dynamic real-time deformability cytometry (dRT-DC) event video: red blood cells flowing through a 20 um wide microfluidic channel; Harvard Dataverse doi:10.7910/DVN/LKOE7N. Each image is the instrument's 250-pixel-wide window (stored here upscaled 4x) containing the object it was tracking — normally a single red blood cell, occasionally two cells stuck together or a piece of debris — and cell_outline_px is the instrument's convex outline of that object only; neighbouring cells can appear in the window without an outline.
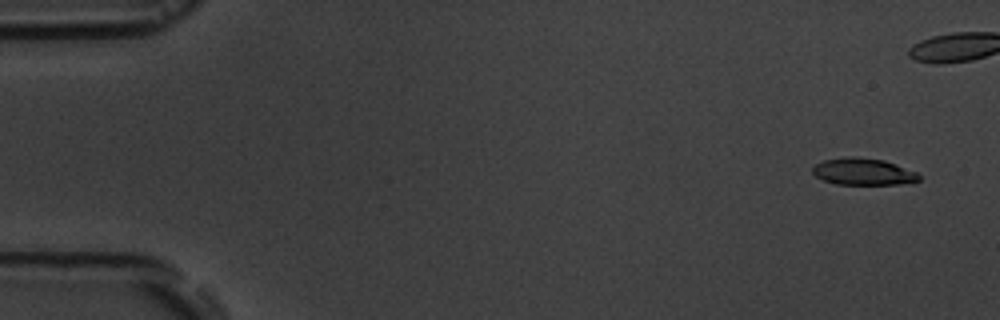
{"species": "common noctule bat (a hibernating species)", "species_latin": "Nyctalus noctula", "temperature_condition": "room temperature", "stored_images_in_passage": 6, "camera_frame_rate_fps": 3000, "um_per_image_px": 0.085, "animal": {"sex": "male", "body_mass_g": 19.5, "forearm_length_mm": 54.6}, "frame": {"image": 1, "passage_image": 1, "time_ms": 0.0, "image_size_px": [1000, 320], "cell_outline_px": [[920, 180], [912, 184], [836, 184], [824, 180], [816, 176], [812, 172], [812, 168], [816, 164], [824, 160], [848, 156], [852, 156], [884, 160], [896, 164], [916, 172], [920, 176]], "centroid_in_image_um": [73.41, 14.59], "position_along_channel_um": 11.6, "area_um2": 16.7}}